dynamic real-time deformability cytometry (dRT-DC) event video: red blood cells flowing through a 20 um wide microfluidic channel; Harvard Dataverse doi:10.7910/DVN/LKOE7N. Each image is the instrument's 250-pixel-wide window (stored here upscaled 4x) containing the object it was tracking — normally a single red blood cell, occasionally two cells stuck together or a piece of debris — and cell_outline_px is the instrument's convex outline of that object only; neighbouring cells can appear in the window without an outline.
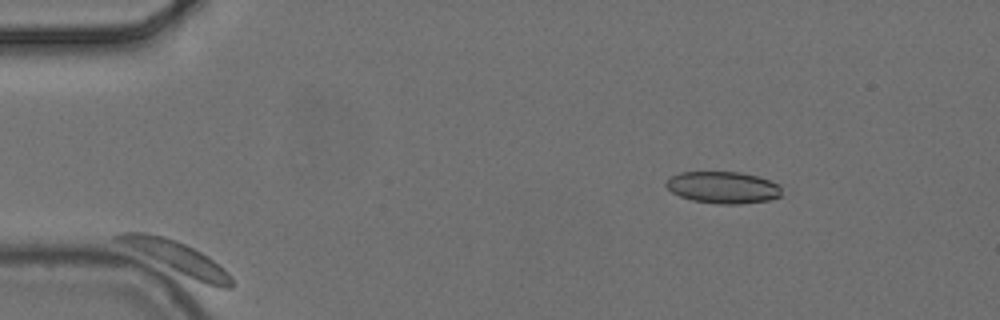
{"species": "common noctule bat (a hibernating species)", "species_latin": "Nyctalus noctula", "temperature_condition": "cold", "stored_images_in_passage": 4, "segment_of_instrument_passage": [1, 2], "camera_frame_rate_fps": 3000, "um_per_image_px": 0.085, "animal": {"sex": "female", "body_mass_g": 24.6, "forearm_length_mm": 56.2}, "frame": {"image": 1, "passage_image": 2, "time_ms": 0.333, "image_size_px": [1000, 320], "cell_outline_px": [[236, 284], [232, 288], [220, 288], [208, 284], [188, 276], [112, 240], [112, 236], [120, 232], [148, 232], [164, 236], [176, 240], [208, 256], [224, 268], [232, 276]], "centroid_in_image_um": [15.06, 21.87], "position_along_channel_um": 69.9, "area_um2": 20.58}}